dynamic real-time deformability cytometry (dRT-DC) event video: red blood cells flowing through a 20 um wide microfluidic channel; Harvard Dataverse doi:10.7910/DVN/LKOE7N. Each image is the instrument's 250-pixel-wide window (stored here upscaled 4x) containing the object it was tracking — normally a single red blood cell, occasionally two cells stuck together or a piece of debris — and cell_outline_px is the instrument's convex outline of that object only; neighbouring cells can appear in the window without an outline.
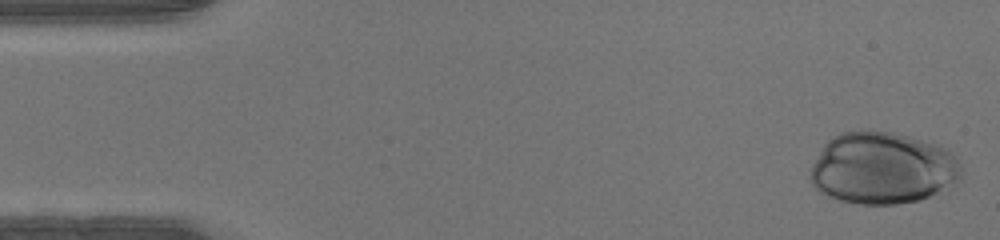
{"species": "human", "species_latin": "Homo sapiens", "temperature_condition": "warm", "stored_images_in_passage": 39, "camera_frame_rate_fps": 3000, "um_per_image_px": 0.085, "donor": {"sex": "male"}, "frame": {"image": 1, "passage_image": 1, "time_ms": 0.0, "image_size_px": [1000, 240], "cell_outline_px": [[964, 172], [960, 180], [920, 200], [896, 204], [860, 204], [840, 200], [828, 196], [820, 192], [812, 184], [808, 176], [812, 164], [824, 144], [828, 140], [840, 132], [892, 132], [908, 136], [944, 148], [956, 156]], "centroid_in_image_um": [75.0, 14.31], "position_along_channel_um": 10.0, "area_um2": 62.89}}
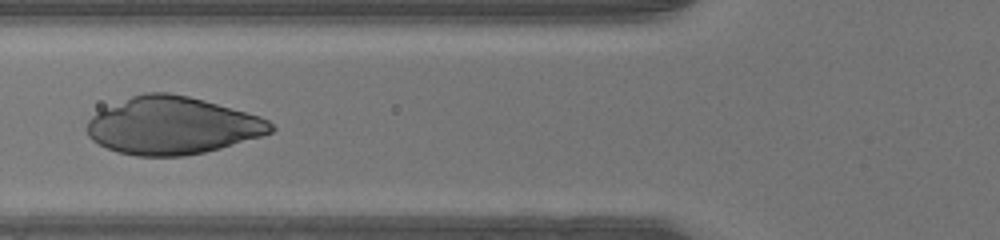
{"frame": {"image": 2, "passage_image": 17, "time_ms": 5.333, "image_size_px": [1000, 240], "cell_outline_px": [[276, 128], [272, 132], [260, 136], [220, 148], [204, 152], [184, 156], [136, 156], [116, 152], [92, 140], [88, 136], [88, 120], [92, 116], [104, 108], [132, 96], [144, 92], [168, 92], [188, 96], [204, 100], [260, 116], [268, 120]], "centroid_in_image_um": [14.65, 10.68], "position_along_channel_um": 111.2, "area_um2": 61.21}}
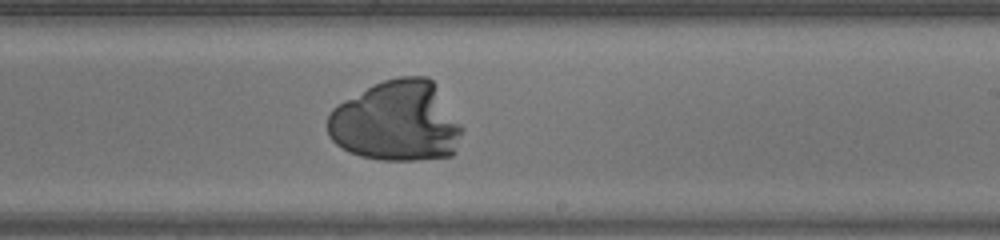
{"frame": {"image": 3, "passage_image": 27, "time_ms": 8.667, "image_size_px": [1000, 240], "cell_outline_px": [[464, 128], [456, 152], [452, 156], [420, 160], [380, 160], [360, 156], [348, 152], [336, 144], [328, 136], [328, 116], [332, 108], [336, 104], [372, 84], [384, 80], [400, 76], [428, 76], [432, 80]], "centroid_in_image_um": [33.7, 10.33], "position_along_channel_um": 255.3, "area_um2": 63.87}}